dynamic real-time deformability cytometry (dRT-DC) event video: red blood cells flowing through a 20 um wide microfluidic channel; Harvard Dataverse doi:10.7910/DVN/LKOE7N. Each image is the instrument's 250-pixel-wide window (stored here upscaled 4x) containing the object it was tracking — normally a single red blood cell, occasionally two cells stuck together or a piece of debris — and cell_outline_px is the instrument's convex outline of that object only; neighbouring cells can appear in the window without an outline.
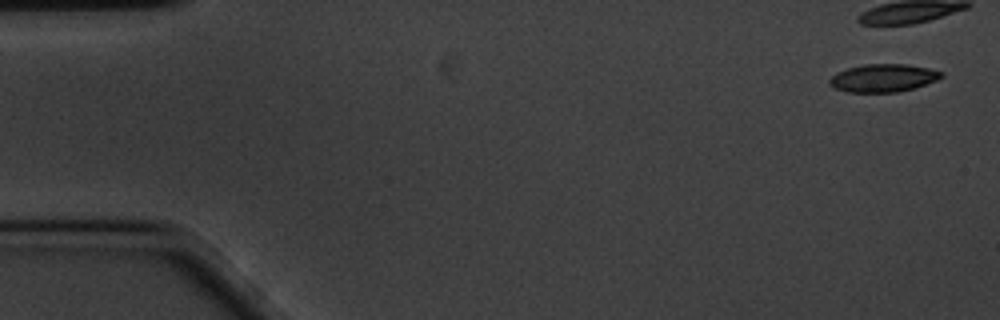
{"species": "common noctule bat (a hibernating species)", "species_latin": "Nyctalus noctula", "temperature_condition": "cold", "stored_images_in_passage": 44, "camera_frame_rate_fps": 3000, "um_per_image_px": 0.085, "animal": {"sex": "male", "body_mass_g": 20.1, "forearm_length_mm": 53.5}, "frame": {"image": 1, "passage_image": 1, "time_ms": 0.0, "image_size_px": [1000, 320], "cell_outline_px": [[944, 76], [936, 80], [912, 88], [896, 92], [848, 92], [836, 88], [828, 84], [828, 80], [836, 72], [848, 68], [864, 64], [904, 64], [928, 68], [940, 72]], "centroid_in_image_um": [75.02, 6.62], "position_along_channel_um": 10.0, "area_um2": 17.92}}